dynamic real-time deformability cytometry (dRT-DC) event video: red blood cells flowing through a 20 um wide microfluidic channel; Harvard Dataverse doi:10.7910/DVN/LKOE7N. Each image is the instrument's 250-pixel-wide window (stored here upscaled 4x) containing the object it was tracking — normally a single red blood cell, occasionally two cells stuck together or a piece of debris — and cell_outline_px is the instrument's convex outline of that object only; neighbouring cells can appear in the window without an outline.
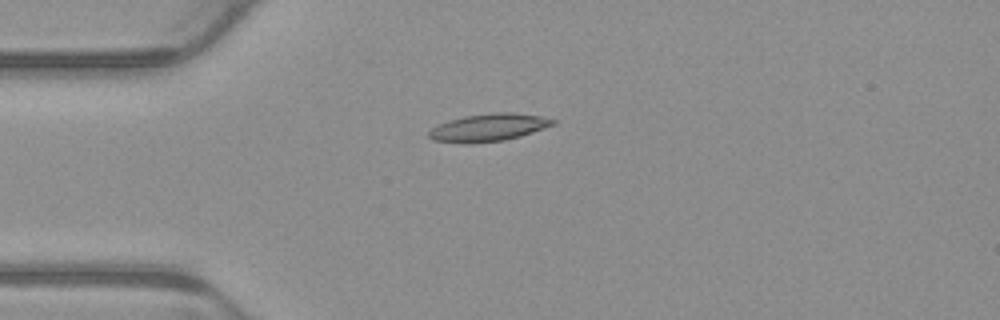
{"species": "common noctule bat (a hibernating species)", "species_latin": "Nyctalus noctula", "temperature_condition": "warm", "stored_images_in_passage": 4, "camera_frame_rate_fps": 3000, "um_per_image_px": 0.085, "animal": {"sex": "male", "body_mass_g": 23.1, "forearm_length_mm": 52.7}, "frame": {"image": 1, "passage_image": 3, "time_ms": 0.667, "image_size_px": [1000, 320], "cell_outline_px": [[556, 124], [520, 136], [504, 140], [468, 144], [464, 144], [432, 140], [428, 136], [428, 132], [436, 124], [448, 120], [464, 116], [492, 112], [512, 112], [540, 116], [556, 120]], "centroid_in_image_um": [41.48, 10.84], "position_along_channel_um": 43.5, "area_um2": 20.11}}
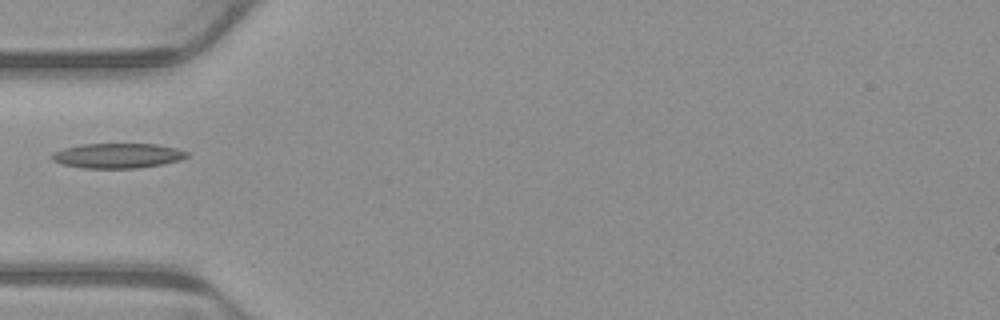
{"frame": {"image": 2, "passage_image": 4, "time_ms": 1.0, "image_size_px": [1000, 320], "cell_outline_px": [[188, 156], [180, 160], [140, 168], [84, 168], [64, 164], [52, 160], [48, 156], [64, 148], [80, 144], [156, 144], [176, 148], [188, 152]], "centroid_in_image_um": [9.99, 13.23], "position_along_channel_um": 75.0, "area_um2": 19.48}}